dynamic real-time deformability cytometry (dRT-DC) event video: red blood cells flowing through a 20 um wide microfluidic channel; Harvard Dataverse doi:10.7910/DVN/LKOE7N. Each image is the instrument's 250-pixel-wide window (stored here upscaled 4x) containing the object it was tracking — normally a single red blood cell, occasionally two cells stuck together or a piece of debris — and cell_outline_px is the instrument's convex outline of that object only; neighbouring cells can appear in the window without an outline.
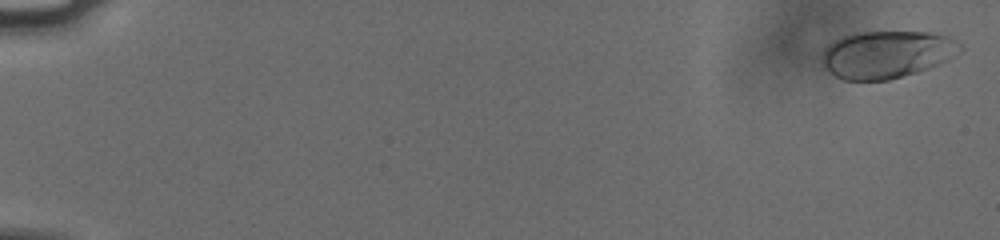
{"species": "human", "species_latin": "Homo sapiens", "temperature_condition": "cold", "stored_images_in_passage": 57, "camera_frame_rate_fps": 3000, "um_per_image_px": 0.085, "donor": {"sex": "male"}, "frame": {"image": 1, "passage_image": 2, "time_ms": 0.333, "image_size_px": [1000, 240], "cell_outline_px": [[964, 48], [956, 56], [948, 60], [928, 68], [916, 72], [888, 80], [844, 80], [836, 76], [820, 60], [824, 48], [828, 44], [844, 36], [860, 32], [932, 32], [948, 36], [956, 40]], "centroid_in_image_um": [75.41, 4.61], "position_along_channel_um": 9.6, "area_um2": 38.09}}
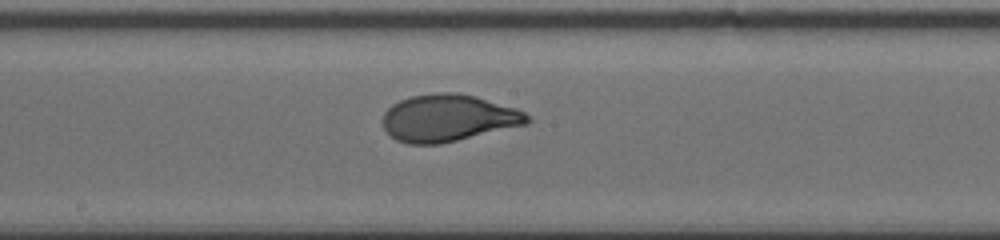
{"frame": {"image": 2, "passage_image": 33, "time_ms": 10.667, "image_size_px": [1000, 240], "cell_outline_px": [[532, 120], [528, 124], [440, 144], [408, 144], [396, 140], [384, 128], [384, 112], [392, 104], [400, 100], [412, 96], [436, 92], [456, 92], [476, 96], [516, 108], [524, 112]], "centroid_in_image_um": [38.12, 10.02], "position_along_channel_um": 210.1, "area_um2": 39.59}}
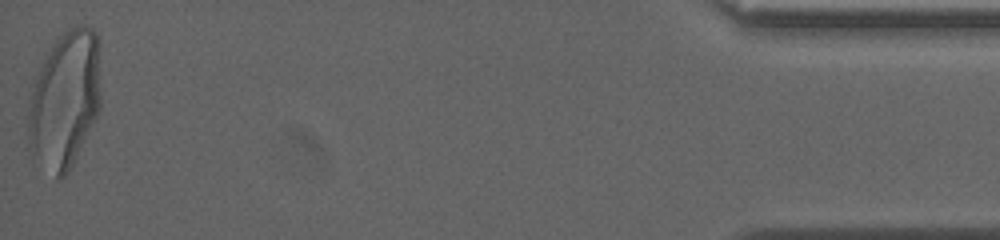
{"frame": {"image": 3, "passage_image": 57, "time_ms": 18.667, "image_size_px": [1000, 240], "cell_outline_px": [[100, 108], [68, 172], [60, 180], [32, 164], [28, 148], [28, 116], [32, 92], [36, 76], [56, 40], [64, 32], [76, 24], [84, 24], [92, 28], [96, 36], [100, 96]], "centroid_in_image_um": [5.46, 8.6], "position_along_channel_um": 429.7, "area_um2": 57.8}, "authors_computed_cell_mechanics": {"area_um2": 38.9572, "velocity_mm_per_s": 3.7679, "shape_relaxation_time_tau1_ms": 3.6443, "shape_relaxation_time_tau2_ms": null, "deformation_change_tau1": 0.1702, "deformation_change_tau2": null}}